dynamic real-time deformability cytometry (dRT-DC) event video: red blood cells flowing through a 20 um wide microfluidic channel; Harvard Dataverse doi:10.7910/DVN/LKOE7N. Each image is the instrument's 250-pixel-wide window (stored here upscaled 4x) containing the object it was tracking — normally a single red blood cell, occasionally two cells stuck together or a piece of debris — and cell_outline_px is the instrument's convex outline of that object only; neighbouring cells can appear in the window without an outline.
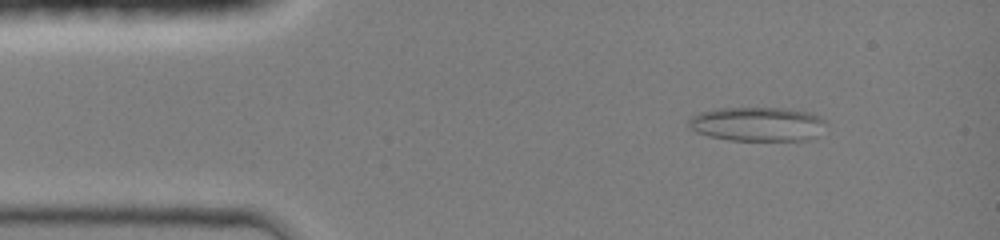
{"species": "common noctule bat (a hibernating species)", "species_latin": "Nyctalus noctula", "temperature_condition": "room temperature", "stored_images_in_passage": 43, "camera_frame_rate_fps": 3000, "um_per_image_px": 0.085, "animal": {"sex": "female", "body_mass_g": 19.0, "forearm_length_mm": 51.5}, "frame": {"image": 1, "passage_image": 5, "time_ms": 1.333, "image_size_px": [1000, 240], "cell_outline_px": [[828, 124], [812, 140], [728, 140], [708, 136], [696, 132], [688, 124], [688, 120], [692, 116], [700, 112], [716, 108], [784, 108], [812, 112], [828, 120]], "centroid_in_image_um": [64.45, 10.54], "position_along_channel_um": 20.6, "area_um2": 27.74}}
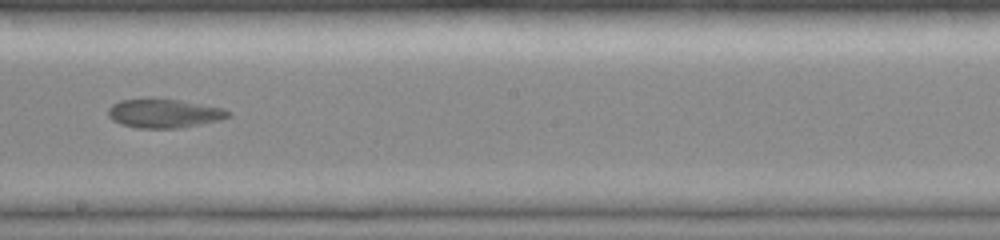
{"frame": {"image": 2, "passage_image": 25, "time_ms": 8.0, "image_size_px": [1000, 240], "cell_outline_px": [[232, 116], [220, 120], [180, 128], [136, 128], [120, 124], [112, 120], [108, 116], [108, 108], [112, 104], [120, 100], [180, 100], [224, 108], [232, 112]], "centroid_in_image_um": [13.98, 9.66], "position_along_channel_um": 234.2, "area_um2": 20.06}}
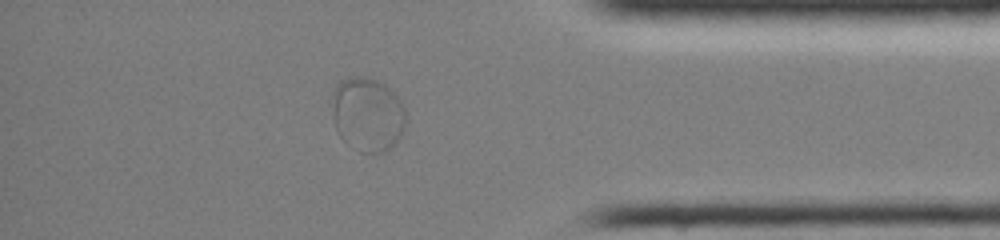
{"frame": {"image": 3, "passage_image": 38, "time_ms": 12.333, "image_size_px": [1000, 240], "cell_outline_px": [[408, 120], [396, 144], [388, 152], [360, 152], [344, 140], [336, 132], [332, 116], [332, 92], [336, 84], [340, 80], [348, 76], [360, 76], [376, 80], [384, 84], [400, 100], [404, 108]], "centroid_in_image_um": [31.23, 9.72], "position_along_channel_um": 404.0, "area_um2": 32.37}}